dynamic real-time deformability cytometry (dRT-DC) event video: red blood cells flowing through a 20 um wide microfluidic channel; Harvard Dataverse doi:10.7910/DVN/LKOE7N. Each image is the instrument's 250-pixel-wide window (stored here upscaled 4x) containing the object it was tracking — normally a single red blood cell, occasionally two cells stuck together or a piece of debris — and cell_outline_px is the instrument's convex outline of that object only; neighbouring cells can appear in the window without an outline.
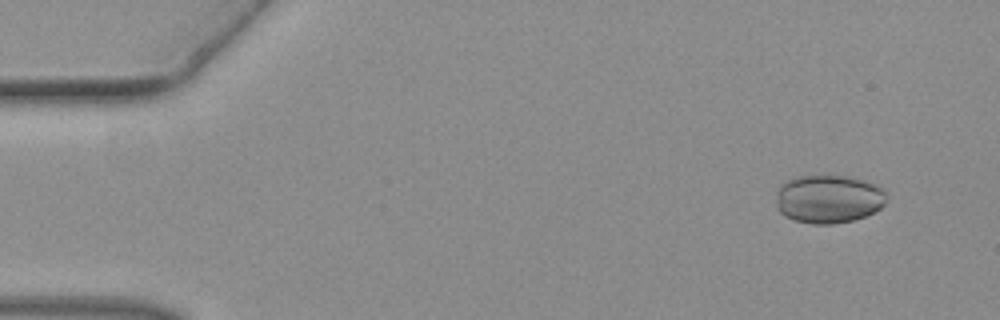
{"species": "common noctule bat (a hibernating species)", "species_latin": "Nyctalus noctula", "temperature_condition": "warm", "stored_images_in_passage": 46, "camera_frame_rate_fps": 3000, "um_per_image_px": 0.085, "animal": {"sex": "female", "body_mass_g": 19.3, "forearm_length_mm": 54.1}, "frame": {"image": 1, "passage_image": 1, "time_ms": 0.0, "image_size_px": [1000, 320], "cell_outline_px": [[884, 204], [876, 212], [852, 220], [832, 224], [812, 224], [792, 220], [784, 216], [776, 208], [776, 192], [780, 184], [796, 176], [844, 176], [864, 180], [876, 184], [884, 192]], "centroid_in_image_um": [70.37, 16.92], "position_along_channel_um": 14.6, "area_um2": 31.21}}
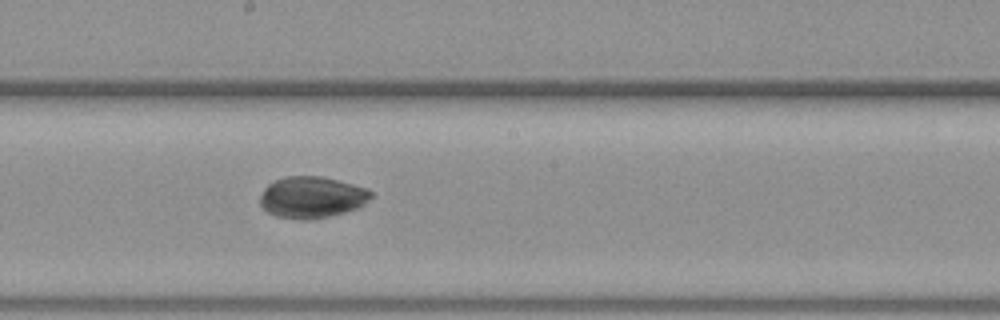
{"frame": {"image": 2, "passage_image": 24, "time_ms": 7.667, "image_size_px": [1000, 320], "cell_outline_px": [[372, 196], [360, 208], [332, 216], [308, 220], [300, 220], [276, 216], [268, 212], [260, 204], [260, 196], [264, 188], [268, 184], [276, 180], [288, 176], [320, 176], [352, 184], [364, 188], [372, 192]], "centroid_in_image_um": [26.5, 16.79], "position_along_channel_um": 221.7, "area_um2": 26.82}}
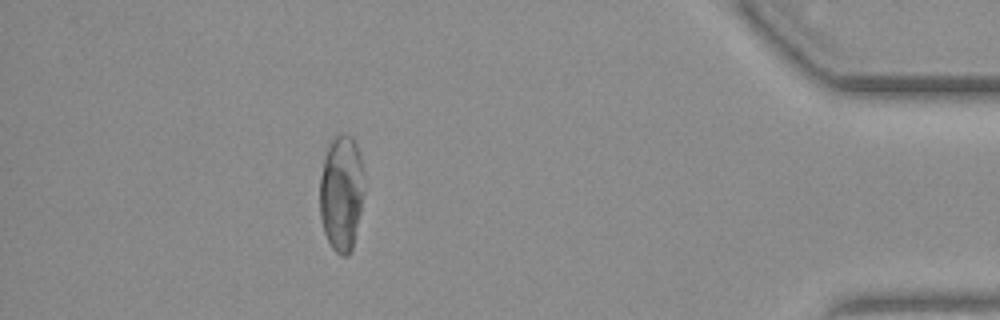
{"frame": {"image": 3, "passage_image": 41, "time_ms": 13.333, "image_size_px": [1000, 320], "cell_outline_px": [[364, 192], [360, 212], [352, 248], [348, 256], [340, 256], [332, 248], [324, 232], [320, 216], [320, 176], [324, 156], [332, 140], [340, 132], [344, 132], [352, 136], [356, 144], [360, 156], [364, 188]], "centroid_in_image_um": [29.01, 16.39], "position_along_channel_um": 406.2, "area_um2": 30.0}}